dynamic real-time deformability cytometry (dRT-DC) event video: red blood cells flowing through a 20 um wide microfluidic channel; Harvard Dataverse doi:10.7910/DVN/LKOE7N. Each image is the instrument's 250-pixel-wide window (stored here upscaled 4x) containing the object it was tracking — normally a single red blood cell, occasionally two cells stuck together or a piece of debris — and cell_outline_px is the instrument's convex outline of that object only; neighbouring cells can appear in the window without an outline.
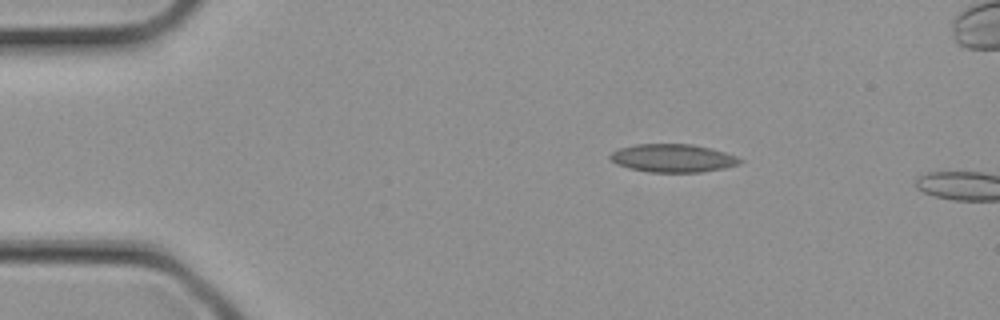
{"species": "common noctule bat (a hibernating species)", "species_latin": "Nyctalus noctula", "temperature_condition": "cold", "stored_images_in_passage": 2, "camera_frame_rate_fps": 3000, "um_per_image_px": 0.085, "animal": {"sex": "female", "body_mass_g": 21.9}, "frame": {"image": 1, "passage_image": 1, "time_ms": 0.0, "image_size_px": [1000, 320], "cell_outline_px": [[744, 160], [740, 164], [724, 168], [700, 172], [648, 172], [628, 168], [616, 164], [608, 156], [612, 152], [620, 148], [636, 144], [692, 144], [712, 148], [736, 156]], "centroid_in_image_um": [57.2, 13.44], "position_along_channel_um": 27.8, "area_um2": 21.33}}